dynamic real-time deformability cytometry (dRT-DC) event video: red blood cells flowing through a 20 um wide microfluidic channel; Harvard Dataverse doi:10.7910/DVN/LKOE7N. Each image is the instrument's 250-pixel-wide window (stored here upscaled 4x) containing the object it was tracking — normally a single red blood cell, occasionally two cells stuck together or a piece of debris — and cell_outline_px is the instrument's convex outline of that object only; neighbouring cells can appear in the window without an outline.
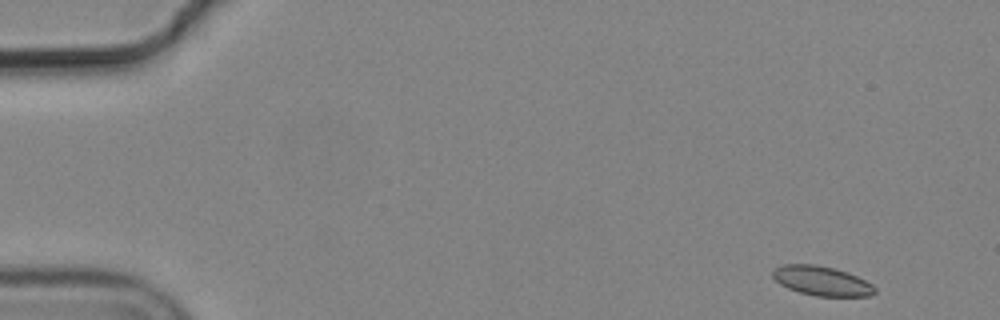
{"species": "common noctule bat (a hibernating species)", "species_latin": "Nyctalus noctula", "temperature_condition": "cold", "stored_images_in_passage": 32, "camera_frame_rate_fps": 3000, "um_per_image_px": 0.085, "animal": {"sex": "male", "body_mass_g": 19.2, "forearm_length_mm": 51.8}, "frame": {"image": 1, "passage_image": 1, "time_ms": 0.0, "image_size_px": [1000, 320], "cell_outline_px": [[876, 292], [872, 296], [816, 296], [800, 292], [788, 288], [780, 284], [772, 276], [772, 272], [776, 268], [784, 264], [816, 264], [848, 272], [872, 284], [876, 288]], "centroid_in_image_um": [69.86, 23.88], "position_along_channel_um": 15.1, "area_um2": 17.46}}
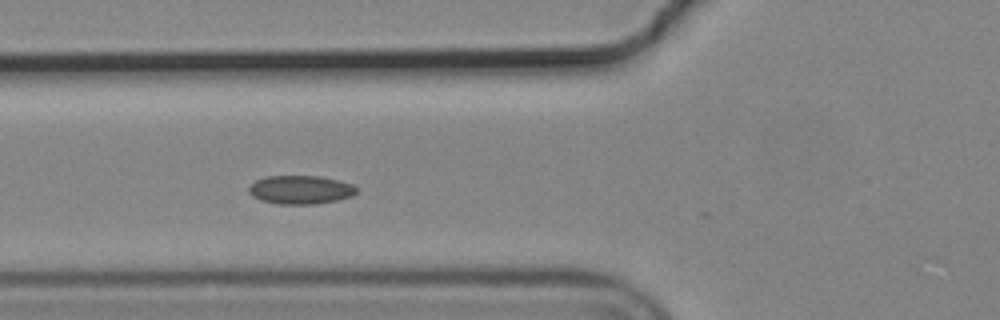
{"frame": {"image": 2, "passage_image": 18, "time_ms": 5.667, "image_size_px": [1000, 320], "cell_outline_px": [[356, 192], [352, 196], [336, 200], [316, 204], [280, 204], [260, 200], [252, 196], [248, 192], [248, 188], [256, 180], [264, 176], [320, 176], [340, 180], [352, 184], [356, 188]], "centroid_in_image_um": [25.53, 16.12], "position_along_channel_um": 100.3, "area_um2": 17.98}}
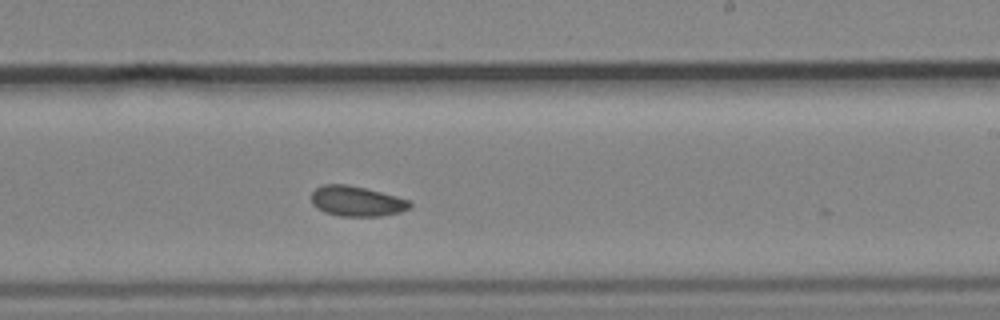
{"frame": {"image": 3, "passage_image": 31, "time_ms": 10.0, "image_size_px": [1000, 320], "cell_outline_px": [[412, 204], [408, 208], [400, 212], [380, 216], [340, 216], [324, 212], [316, 208], [312, 204], [312, 192], [316, 188], [324, 184], [348, 184], [396, 196], [408, 200]], "centroid_in_image_um": [30.28, 17.1], "position_along_channel_um": 258.7, "area_um2": 17.22}}